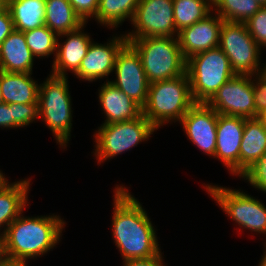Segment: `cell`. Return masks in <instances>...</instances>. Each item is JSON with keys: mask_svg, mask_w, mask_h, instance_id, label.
Wrapping results in <instances>:
<instances>
[{"mask_svg": "<svg viewBox=\"0 0 266 266\" xmlns=\"http://www.w3.org/2000/svg\"><path fill=\"white\" fill-rule=\"evenodd\" d=\"M65 224L59 215L24 217L21 213L3 236L8 262L27 264L45 255L60 242Z\"/></svg>", "mask_w": 266, "mask_h": 266, "instance_id": "cell-2", "label": "cell"}, {"mask_svg": "<svg viewBox=\"0 0 266 266\" xmlns=\"http://www.w3.org/2000/svg\"><path fill=\"white\" fill-rule=\"evenodd\" d=\"M15 30L11 13L7 6L0 11V44Z\"/></svg>", "mask_w": 266, "mask_h": 266, "instance_id": "cell-34", "label": "cell"}, {"mask_svg": "<svg viewBox=\"0 0 266 266\" xmlns=\"http://www.w3.org/2000/svg\"><path fill=\"white\" fill-rule=\"evenodd\" d=\"M3 174L4 173L0 170V185H2L7 180V178H5Z\"/></svg>", "mask_w": 266, "mask_h": 266, "instance_id": "cell-39", "label": "cell"}, {"mask_svg": "<svg viewBox=\"0 0 266 266\" xmlns=\"http://www.w3.org/2000/svg\"><path fill=\"white\" fill-rule=\"evenodd\" d=\"M34 55L26 44L24 33L14 30L0 44V70L10 73H32Z\"/></svg>", "mask_w": 266, "mask_h": 266, "instance_id": "cell-19", "label": "cell"}, {"mask_svg": "<svg viewBox=\"0 0 266 266\" xmlns=\"http://www.w3.org/2000/svg\"><path fill=\"white\" fill-rule=\"evenodd\" d=\"M45 11V25L57 36L75 31L85 24L69 0H46Z\"/></svg>", "mask_w": 266, "mask_h": 266, "instance_id": "cell-23", "label": "cell"}, {"mask_svg": "<svg viewBox=\"0 0 266 266\" xmlns=\"http://www.w3.org/2000/svg\"><path fill=\"white\" fill-rule=\"evenodd\" d=\"M140 0H99L95 20L108 28H117L125 19L132 21Z\"/></svg>", "mask_w": 266, "mask_h": 266, "instance_id": "cell-25", "label": "cell"}, {"mask_svg": "<svg viewBox=\"0 0 266 266\" xmlns=\"http://www.w3.org/2000/svg\"><path fill=\"white\" fill-rule=\"evenodd\" d=\"M32 73H10L0 70V88L4 103L28 104L38 101L39 84Z\"/></svg>", "mask_w": 266, "mask_h": 266, "instance_id": "cell-21", "label": "cell"}, {"mask_svg": "<svg viewBox=\"0 0 266 266\" xmlns=\"http://www.w3.org/2000/svg\"><path fill=\"white\" fill-rule=\"evenodd\" d=\"M261 118L263 119V121H264V123L266 125V114L263 117H261Z\"/></svg>", "mask_w": 266, "mask_h": 266, "instance_id": "cell-44", "label": "cell"}, {"mask_svg": "<svg viewBox=\"0 0 266 266\" xmlns=\"http://www.w3.org/2000/svg\"><path fill=\"white\" fill-rule=\"evenodd\" d=\"M157 128L141 114L129 121L101 124L95 134L94 155L99 164L149 140Z\"/></svg>", "mask_w": 266, "mask_h": 266, "instance_id": "cell-7", "label": "cell"}, {"mask_svg": "<svg viewBox=\"0 0 266 266\" xmlns=\"http://www.w3.org/2000/svg\"><path fill=\"white\" fill-rule=\"evenodd\" d=\"M207 104L221 115L255 118L252 76L235 74Z\"/></svg>", "mask_w": 266, "mask_h": 266, "instance_id": "cell-11", "label": "cell"}, {"mask_svg": "<svg viewBox=\"0 0 266 266\" xmlns=\"http://www.w3.org/2000/svg\"><path fill=\"white\" fill-rule=\"evenodd\" d=\"M132 32L126 33L127 42L146 37H177L173 0H140L131 21Z\"/></svg>", "mask_w": 266, "mask_h": 266, "instance_id": "cell-10", "label": "cell"}, {"mask_svg": "<svg viewBox=\"0 0 266 266\" xmlns=\"http://www.w3.org/2000/svg\"><path fill=\"white\" fill-rule=\"evenodd\" d=\"M213 12L223 20L245 23L262 7L256 0H212Z\"/></svg>", "mask_w": 266, "mask_h": 266, "instance_id": "cell-27", "label": "cell"}, {"mask_svg": "<svg viewBox=\"0 0 266 266\" xmlns=\"http://www.w3.org/2000/svg\"><path fill=\"white\" fill-rule=\"evenodd\" d=\"M123 266H165L162 253L146 259H130L123 261Z\"/></svg>", "mask_w": 266, "mask_h": 266, "instance_id": "cell-35", "label": "cell"}, {"mask_svg": "<svg viewBox=\"0 0 266 266\" xmlns=\"http://www.w3.org/2000/svg\"><path fill=\"white\" fill-rule=\"evenodd\" d=\"M113 191L112 234L123 261L157 256L156 230L141 203L123 185Z\"/></svg>", "mask_w": 266, "mask_h": 266, "instance_id": "cell-1", "label": "cell"}, {"mask_svg": "<svg viewBox=\"0 0 266 266\" xmlns=\"http://www.w3.org/2000/svg\"><path fill=\"white\" fill-rule=\"evenodd\" d=\"M186 72L195 103H207L218 89L235 75L228 57L219 47L197 53L187 59Z\"/></svg>", "mask_w": 266, "mask_h": 266, "instance_id": "cell-6", "label": "cell"}, {"mask_svg": "<svg viewBox=\"0 0 266 266\" xmlns=\"http://www.w3.org/2000/svg\"><path fill=\"white\" fill-rule=\"evenodd\" d=\"M218 113L207 103H195L179 121L189 140L205 154L215 156Z\"/></svg>", "mask_w": 266, "mask_h": 266, "instance_id": "cell-13", "label": "cell"}, {"mask_svg": "<svg viewBox=\"0 0 266 266\" xmlns=\"http://www.w3.org/2000/svg\"><path fill=\"white\" fill-rule=\"evenodd\" d=\"M194 104L186 72L173 79L150 83L142 114L159 129L166 123L180 121Z\"/></svg>", "mask_w": 266, "mask_h": 266, "instance_id": "cell-3", "label": "cell"}, {"mask_svg": "<svg viewBox=\"0 0 266 266\" xmlns=\"http://www.w3.org/2000/svg\"><path fill=\"white\" fill-rule=\"evenodd\" d=\"M75 13L86 23L89 18H95L99 0H69Z\"/></svg>", "mask_w": 266, "mask_h": 266, "instance_id": "cell-33", "label": "cell"}, {"mask_svg": "<svg viewBox=\"0 0 266 266\" xmlns=\"http://www.w3.org/2000/svg\"><path fill=\"white\" fill-rule=\"evenodd\" d=\"M5 6L2 4V3H0V11L4 8Z\"/></svg>", "mask_w": 266, "mask_h": 266, "instance_id": "cell-45", "label": "cell"}, {"mask_svg": "<svg viewBox=\"0 0 266 266\" xmlns=\"http://www.w3.org/2000/svg\"><path fill=\"white\" fill-rule=\"evenodd\" d=\"M0 127L1 128H12V109L10 104H0Z\"/></svg>", "mask_w": 266, "mask_h": 266, "instance_id": "cell-36", "label": "cell"}, {"mask_svg": "<svg viewBox=\"0 0 266 266\" xmlns=\"http://www.w3.org/2000/svg\"><path fill=\"white\" fill-rule=\"evenodd\" d=\"M6 266H27V264L8 263Z\"/></svg>", "mask_w": 266, "mask_h": 266, "instance_id": "cell-40", "label": "cell"}, {"mask_svg": "<svg viewBox=\"0 0 266 266\" xmlns=\"http://www.w3.org/2000/svg\"><path fill=\"white\" fill-rule=\"evenodd\" d=\"M46 0H9L14 28L26 32L45 25Z\"/></svg>", "mask_w": 266, "mask_h": 266, "instance_id": "cell-24", "label": "cell"}, {"mask_svg": "<svg viewBox=\"0 0 266 266\" xmlns=\"http://www.w3.org/2000/svg\"><path fill=\"white\" fill-rule=\"evenodd\" d=\"M12 109V128L28 126L30 123L40 119L39 102L28 104H10Z\"/></svg>", "mask_w": 266, "mask_h": 266, "instance_id": "cell-29", "label": "cell"}, {"mask_svg": "<svg viewBox=\"0 0 266 266\" xmlns=\"http://www.w3.org/2000/svg\"><path fill=\"white\" fill-rule=\"evenodd\" d=\"M261 6H266V0H256Z\"/></svg>", "mask_w": 266, "mask_h": 266, "instance_id": "cell-41", "label": "cell"}, {"mask_svg": "<svg viewBox=\"0 0 266 266\" xmlns=\"http://www.w3.org/2000/svg\"><path fill=\"white\" fill-rule=\"evenodd\" d=\"M264 247H266V243H265V246ZM263 254L264 255L262 256V259L259 262V265L258 266H266V248H265V251H264Z\"/></svg>", "mask_w": 266, "mask_h": 266, "instance_id": "cell-38", "label": "cell"}, {"mask_svg": "<svg viewBox=\"0 0 266 266\" xmlns=\"http://www.w3.org/2000/svg\"><path fill=\"white\" fill-rule=\"evenodd\" d=\"M252 78L255 118H261L266 114V70L252 75Z\"/></svg>", "mask_w": 266, "mask_h": 266, "instance_id": "cell-32", "label": "cell"}, {"mask_svg": "<svg viewBox=\"0 0 266 266\" xmlns=\"http://www.w3.org/2000/svg\"><path fill=\"white\" fill-rule=\"evenodd\" d=\"M128 43L140 56L149 83L169 80L186 73L187 60L177 37H146Z\"/></svg>", "mask_w": 266, "mask_h": 266, "instance_id": "cell-4", "label": "cell"}, {"mask_svg": "<svg viewBox=\"0 0 266 266\" xmlns=\"http://www.w3.org/2000/svg\"><path fill=\"white\" fill-rule=\"evenodd\" d=\"M266 152V125L262 118L245 119L240 146V176Z\"/></svg>", "mask_w": 266, "mask_h": 266, "instance_id": "cell-22", "label": "cell"}, {"mask_svg": "<svg viewBox=\"0 0 266 266\" xmlns=\"http://www.w3.org/2000/svg\"><path fill=\"white\" fill-rule=\"evenodd\" d=\"M8 259L5 252V244L3 237H0V266H6L8 264Z\"/></svg>", "mask_w": 266, "mask_h": 266, "instance_id": "cell-37", "label": "cell"}, {"mask_svg": "<svg viewBox=\"0 0 266 266\" xmlns=\"http://www.w3.org/2000/svg\"><path fill=\"white\" fill-rule=\"evenodd\" d=\"M245 24L255 42L266 48V6H262Z\"/></svg>", "mask_w": 266, "mask_h": 266, "instance_id": "cell-30", "label": "cell"}, {"mask_svg": "<svg viewBox=\"0 0 266 266\" xmlns=\"http://www.w3.org/2000/svg\"><path fill=\"white\" fill-rule=\"evenodd\" d=\"M176 31L192 26L213 11L212 0H173Z\"/></svg>", "mask_w": 266, "mask_h": 266, "instance_id": "cell-26", "label": "cell"}, {"mask_svg": "<svg viewBox=\"0 0 266 266\" xmlns=\"http://www.w3.org/2000/svg\"><path fill=\"white\" fill-rule=\"evenodd\" d=\"M228 57L232 71L239 75H256L266 70L260 65L261 47L249 34L245 23L223 21L219 46Z\"/></svg>", "mask_w": 266, "mask_h": 266, "instance_id": "cell-8", "label": "cell"}, {"mask_svg": "<svg viewBox=\"0 0 266 266\" xmlns=\"http://www.w3.org/2000/svg\"><path fill=\"white\" fill-rule=\"evenodd\" d=\"M213 11L204 19L178 32V41L184 58L219 46L223 19ZM213 15V16H212Z\"/></svg>", "mask_w": 266, "mask_h": 266, "instance_id": "cell-16", "label": "cell"}, {"mask_svg": "<svg viewBox=\"0 0 266 266\" xmlns=\"http://www.w3.org/2000/svg\"><path fill=\"white\" fill-rule=\"evenodd\" d=\"M86 23L79 29L61 34L57 38L56 56L53 60L52 71L50 74L58 77H68L66 72L76 73L79 70L82 59L86 56L87 50L92 42L89 34L84 33L83 28ZM67 37L63 42L59 38Z\"/></svg>", "mask_w": 266, "mask_h": 266, "instance_id": "cell-17", "label": "cell"}, {"mask_svg": "<svg viewBox=\"0 0 266 266\" xmlns=\"http://www.w3.org/2000/svg\"><path fill=\"white\" fill-rule=\"evenodd\" d=\"M114 71L116 80L110 82L142 108L147 100L150 83L139 54L128 42L117 53Z\"/></svg>", "mask_w": 266, "mask_h": 266, "instance_id": "cell-12", "label": "cell"}, {"mask_svg": "<svg viewBox=\"0 0 266 266\" xmlns=\"http://www.w3.org/2000/svg\"><path fill=\"white\" fill-rule=\"evenodd\" d=\"M38 102L40 118L51 129L61 148L65 149L71 139L73 115L68 78L50 74L39 84Z\"/></svg>", "mask_w": 266, "mask_h": 266, "instance_id": "cell-5", "label": "cell"}, {"mask_svg": "<svg viewBox=\"0 0 266 266\" xmlns=\"http://www.w3.org/2000/svg\"><path fill=\"white\" fill-rule=\"evenodd\" d=\"M3 103V99H2V92H1V88H0V104Z\"/></svg>", "mask_w": 266, "mask_h": 266, "instance_id": "cell-43", "label": "cell"}, {"mask_svg": "<svg viewBox=\"0 0 266 266\" xmlns=\"http://www.w3.org/2000/svg\"><path fill=\"white\" fill-rule=\"evenodd\" d=\"M245 118L218 114L214 158H218L232 175L240 177V146Z\"/></svg>", "mask_w": 266, "mask_h": 266, "instance_id": "cell-14", "label": "cell"}, {"mask_svg": "<svg viewBox=\"0 0 266 266\" xmlns=\"http://www.w3.org/2000/svg\"><path fill=\"white\" fill-rule=\"evenodd\" d=\"M206 192L239 227L266 234V206L240 189L207 184Z\"/></svg>", "mask_w": 266, "mask_h": 266, "instance_id": "cell-9", "label": "cell"}, {"mask_svg": "<svg viewBox=\"0 0 266 266\" xmlns=\"http://www.w3.org/2000/svg\"><path fill=\"white\" fill-rule=\"evenodd\" d=\"M98 98L106 115L103 124L133 120L142 114V108L108 79L99 89Z\"/></svg>", "mask_w": 266, "mask_h": 266, "instance_id": "cell-18", "label": "cell"}, {"mask_svg": "<svg viewBox=\"0 0 266 266\" xmlns=\"http://www.w3.org/2000/svg\"><path fill=\"white\" fill-rule=\"evenodd\" d=\"M9 0H0V3H2L4 6L8 5Z\"/></svg>", "mask_w": 266, "mask_h": 266, "instance_id": "cell-42", "label": "cell"}, {"mask_svg": "<svg viewBox=\"0 0 266 266\" xmlns=\"http://www.w3.org/2000/svg\"><path fill=\"white\" fill-rule=\"evenodd\" d=\"M254 188L266 192V152L241 176Z\"/></svg>", "mask_w": 266, "mask_h": 266, "instance_id": "cell-31", "label": "cell"}, {"mask_svg": "<svg viewBox=\"0 0 266 266\" xmlns=\"http://www.w3.org/2000/svg\"><path fill=\"white\" fill-rule=\"evenodd\" d=\"M24 33L26 44L34 57L56 56L58 36L46 25L29 30Z\"/></svg>", "mask_w": 266, "mask_h": 266, "instance_id": "cell-28", "label": "cell"}, {"mask_svg": "<svg viewBox=\"0 0 266 266\" xmlns=\"http://www.w3.org/2000/svg\"><path fill=\"white\" fill-rule=\"evenodd\" d=\"M108 42L106 44L91 42L79 70L74 74L77 78L93 82L103 77L107 78L114 71L117 53L127 43V38L125 34H121L119 37L113 36Z\"/></svg>", "mask_w": 266, "mask_h": 266, "instance_id": "cell-15", "label": "cell"}, {"mask_svg": "<svg viewBox=\"0 0 266 266\" xmlns=\"http://www.w3.org/2000/svg\"><path fill=\"white\" fill-rule=\"evenodd\" d=\"M30 179L10 183L8 179L0 185V237H3L8 226L21 214L29 204L28 193ZM2 227V228H1Z\"/></svg>", "mask_w": 266, "mask_h": 266, "instance_id": "cell-20", "label": "cell"}]
</instances>
